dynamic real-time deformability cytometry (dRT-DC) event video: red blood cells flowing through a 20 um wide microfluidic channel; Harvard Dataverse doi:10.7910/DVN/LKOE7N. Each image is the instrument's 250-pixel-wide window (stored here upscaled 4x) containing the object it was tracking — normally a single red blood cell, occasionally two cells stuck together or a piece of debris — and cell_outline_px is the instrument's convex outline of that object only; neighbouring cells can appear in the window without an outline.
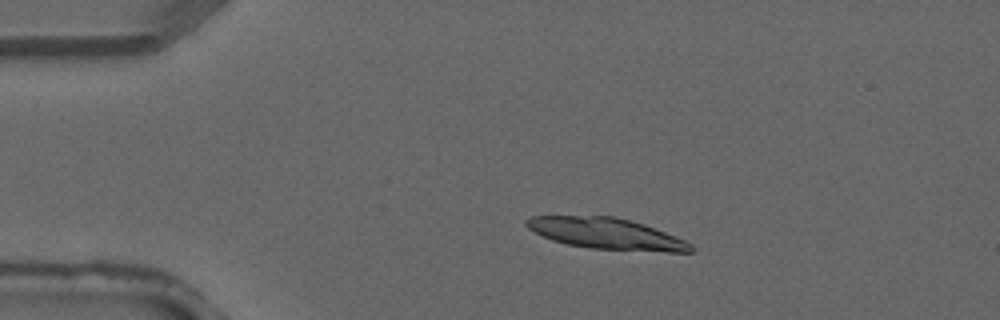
{"species": "common noctule bat (a hibernating species)", "species_latin": "Nyctalus noctula", "temperature_condition": "warm", "stored_images_in_passage": 1, "camera_frame_rate_fps": 3000, "um_per_image_px": 0.085, "animal": {"sex": "male", "forearm_length_mm": 52.5}, "frame": {"image": 1, "passage_image": 1, "time_ms": 0.0, "image_size_px": [1000, 320], "cell_outline_px": [[692, 252], [668, 252], [592, 248], [568, 244], [552, 240], [528, 228], [524, 224], [524, 220], [532, 216], [616, 216], [644, 224], [684, 240], [692, 244]], "centroid_in_image_um": [51.53, 19.85], "position_along_channel_um": 33.5, "area_um2": 29.48}}